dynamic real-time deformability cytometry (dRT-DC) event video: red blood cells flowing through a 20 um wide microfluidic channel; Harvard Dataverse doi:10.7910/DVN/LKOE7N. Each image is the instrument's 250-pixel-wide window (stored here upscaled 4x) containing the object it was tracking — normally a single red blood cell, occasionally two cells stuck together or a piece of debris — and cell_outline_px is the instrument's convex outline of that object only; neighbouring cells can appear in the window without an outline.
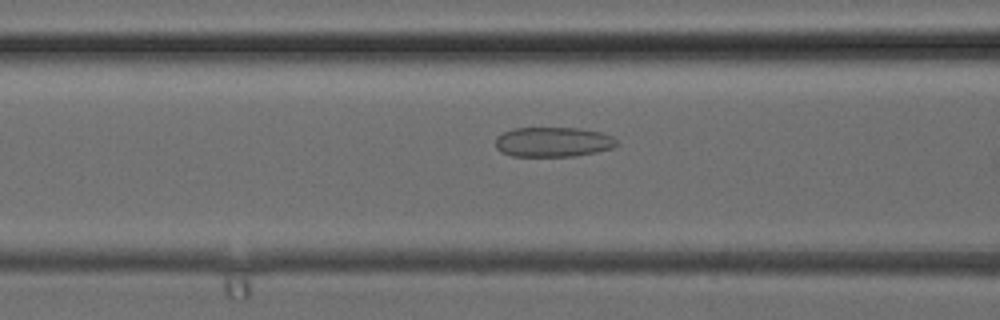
{"species": "common noctule bat (a hibernating species)", "species_latin": "Nyctalus noctula", "temperature_condition": "cold", "stored_images_in_passage": 27, "camera_frame_rate_fps": 3000, "um_per_image_px": 0.085, "animal": {"sex": "female", "body_mass_g": 24.6, "forearm_length_mm": 56.2}, "frame": {"image": 1, "passage_image": 6, "time_ms": 1.667, "image_size_px": [1000, 320], "cell_outline_px": [[616, 144], [612, 148], [596, 152], [576, 156], [512, 156], [500, 152], [496, 148], [496, 136], [512, 128], [576, 128], [604, 132], [612, 136], [616, 140]], "centroid_in_image_um": [46.99, 12.07], "position_along_channel_um": 119.6, "area_um2": 21.15}}
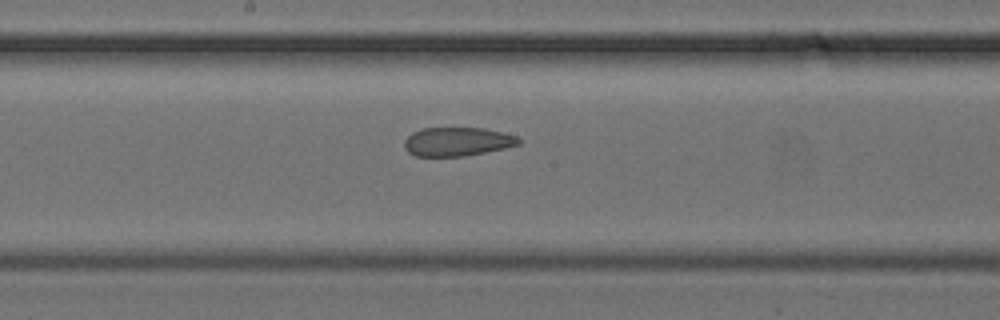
{"frame": {"image": 2, "passage_image": 11, "time_ms": 3.333, "image_size_px": [1000, 320], "cell_outline_px": [[520, 144], [504, 148], [464, 156], [416, 156], [408, 152], [404, 148], [404, 140], [412, 132], [424, 128], [484, 128], [504, 132], [516, 136], [520, 140]], "centroid_in_image_um": [38.85, 12.03], "position_along_channel_um": 209.3, "area_um2": 19.13}}
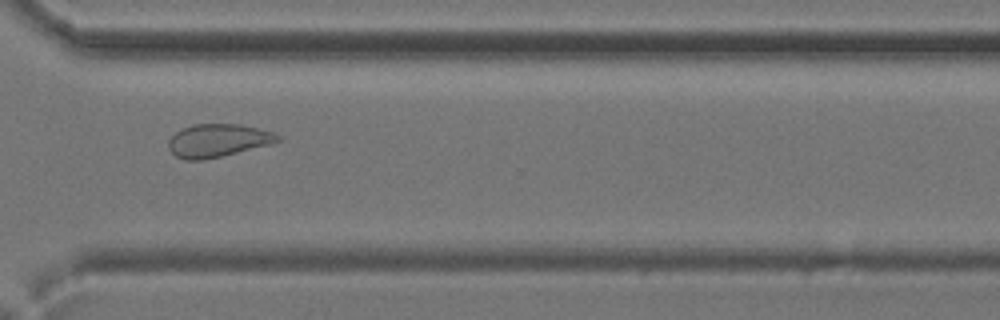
{"frame": {"image": 3, "passage_image": 19, "time_ms": 6.0, "image_size_px": [1000, 320], "cell_outline_px": [[280, 140], [272, 144], [204, 160], [184, 160], [176, 156], [168, 148], [168, 140], [180, 128], [192, 124], [240, 124], [272, 132], [280, 136]], "centroid_in_image_um": [18.48, 11.94], "position_along_channel_um": 352.1, "area_um2": 21.04}}